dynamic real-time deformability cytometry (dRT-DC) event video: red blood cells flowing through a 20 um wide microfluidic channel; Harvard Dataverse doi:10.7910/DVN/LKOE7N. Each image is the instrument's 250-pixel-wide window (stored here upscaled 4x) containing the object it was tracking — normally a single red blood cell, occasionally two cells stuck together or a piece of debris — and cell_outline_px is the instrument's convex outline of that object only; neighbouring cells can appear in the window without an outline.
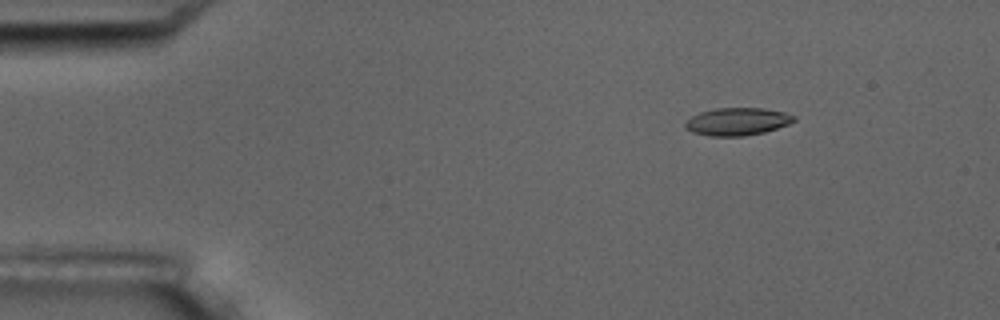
{"species": "common noctule bat (a hibernating species)", "species_latin": "Nyctalus noctula", "temperature_condition": "room temperature", "stored_images_in_passage": 2, "camera_frame_rate_fps": 3000, "um_per_image_px": 0.085, "animal": {"sex": "male", "body_mass_g": 17.5, "forearm_length_mm": 52.3}, "frame": {"image": 1, "passage_image": 2, "time_ms": 1.333, "image_size_px": [1000, 320], "cell_outline_px": [[796, 120], [788, 124], [764, 132], [744, 136], [708, 136], [692, 132], [684, 128], [684, 124], [692, 116], [700, 112], [716, 108], [764, 108], [784, 112], [796, 116]], "centroid_in_image_um": [62.66, 10.33], "position_along_channel_um": 22.3, "area_um2": 17.51}}